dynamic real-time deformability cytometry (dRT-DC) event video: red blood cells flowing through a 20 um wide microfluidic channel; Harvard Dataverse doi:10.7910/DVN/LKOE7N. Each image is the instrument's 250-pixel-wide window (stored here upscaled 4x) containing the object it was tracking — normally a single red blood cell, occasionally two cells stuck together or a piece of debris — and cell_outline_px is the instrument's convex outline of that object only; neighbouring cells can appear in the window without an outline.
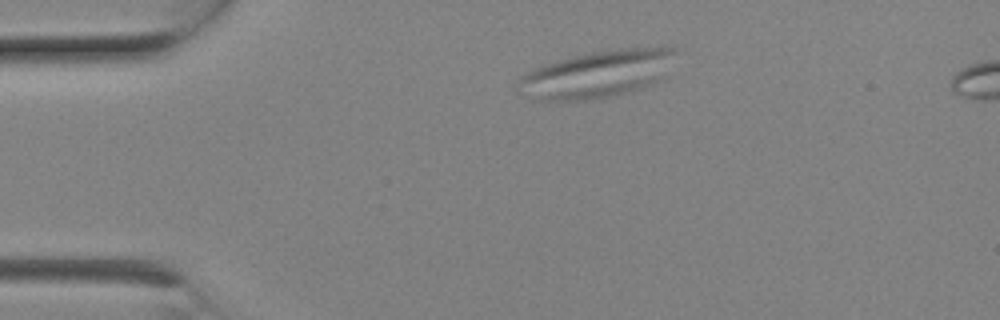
{"species": "Egyptian fruit bat (a non-hibernating species)", "species_latin": "Rousettus aegyptiacus", "temperature_condition": "room temperature", "stored_images_in_passage": 5, "camera_frame_rate_fps": 3000, "um_per_image_px": 0.085, "animal": {"sex": "female"}, "frame": {"image": 1, "passage_image": 2, "time_ms": 0.333, "image_size_px": [1000, 320], "cell_outline_px": [[680, 48], [668, 76], [664, 80], [628, 92], [608, 96], [584, 100], [540, 100], [516, 92], [516, 80], [524, 72], [544, 64], [572, 56], [592, 52], [620, 48]], "centroid_in_image_um": [50.79, 6.29], "position_along_channel_um": 34.2, "area_um2": 43.93}}